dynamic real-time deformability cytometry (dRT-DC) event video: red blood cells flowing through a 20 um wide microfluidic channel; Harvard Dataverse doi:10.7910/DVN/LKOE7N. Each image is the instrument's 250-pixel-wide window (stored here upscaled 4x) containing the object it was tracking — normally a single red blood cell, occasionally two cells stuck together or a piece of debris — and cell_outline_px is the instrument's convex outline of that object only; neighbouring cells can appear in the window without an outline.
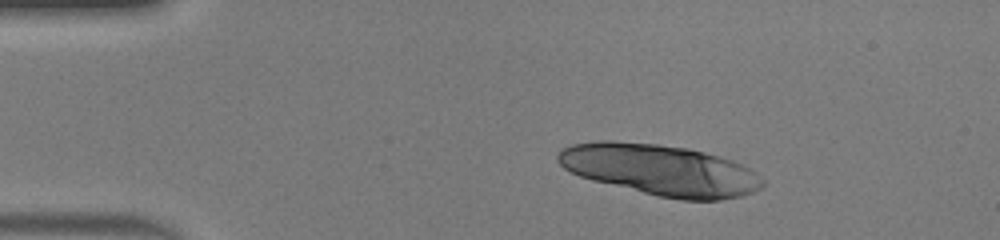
{"species": "human", "species_latin": "Homo sapiens", "temperature_condition": "warm", "stored_images_in_passage": 12, "camera_frame_rate_fps": 3000, "um_per_image_px": 0.085, "donor": {"sex": "male"}, "frame": {"image": 1, "passage_image": 1, "time_ms": 0.0, "image_size_px": [1000, 240], "cell_outline_px": [[764, 184], [760, 188], [752, 192], [740, 196], [720, 200], [684, 200], [660, 196], [592, 180], [580, 176], [564, 168], [556, 160], [556, 156], [560, 148], [572, 144], [596, 140], [612, 140], [660, 144], [688, 148], [720, 156], [732, 160], [748, 168], [764, 180]], "centroid_in_image_um": [56.08, 14.42], "position_along_channel_um": 28.9, "area_um2": 60.75}}